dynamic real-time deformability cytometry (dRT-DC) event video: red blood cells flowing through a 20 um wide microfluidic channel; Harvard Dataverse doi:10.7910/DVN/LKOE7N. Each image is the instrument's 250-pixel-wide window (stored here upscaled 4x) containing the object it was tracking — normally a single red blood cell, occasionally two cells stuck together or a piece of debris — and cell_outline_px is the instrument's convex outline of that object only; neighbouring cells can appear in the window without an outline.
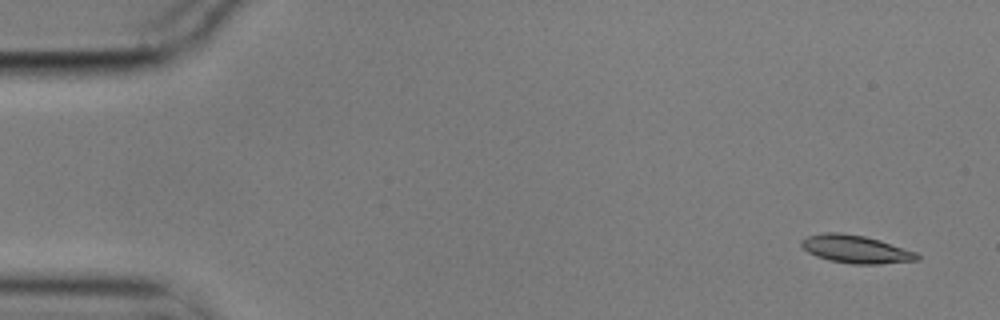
{"species": "common noctule bat (a hibernating species)", "species_latin": "Nyctalus noctula", "temperature_condition": "cold", "stored_images_in_passage": 9, "camera_frame_rate_fps": 3000, "um_per_image_px": 0.085, "animal": {"sex": "male", "body_mass_g": 17.9}, "frame": {"image": 1, "passage_image": 1, "time_ms": 0.0, "image_size_px": [1000, 320], "cell_outline_px": [[920, 260], [880, 264], [852, 264], [828, 260], [816, 256], [808, 252], [800, 244], [800, 240], [808, 236], [824, 232], [840, 232], [864, 236], [880, 240], [916, 252], [920, 256]], "centroid_in_image_um": [72.74, 21.18], "position_along_channel_um": 12.3, "area_um2": 18.9}}
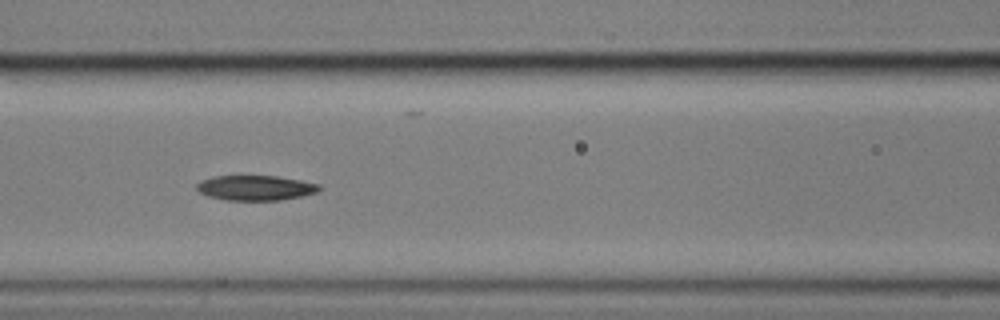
{"frame": {"image": 2, "passage_image": 7, "time_ms": 2.0, "image_size_px": [1000, 320], "cell_outline_px": [[320, 188], [316, 192], [300, 196], [280, 200], [224, 200], [208, 196], [200, 192], [196, 188], [196, 184], [200, 180], [212, 176], [276, 176], [300, 180], [320, 184]], "centroid_in_image_um": [21.67, 15.96], "position_along_channel_um": 144.9, "area_um2": 17.8}}
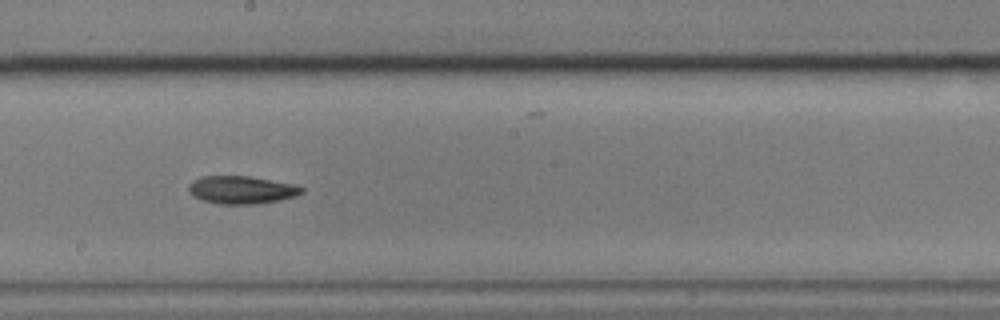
{"frame": {"image": 3, "passage_image": 9, "time_ms": 2.667, "image_size_px": [1000, 320], "cell_outline_px": [[304, 192], [296, 196], [280, 200], [256, 204], [220, 204], [200, 200], [192, 196], [188, 192], [188, 184], [192, 180], [204, 176], [248, 176], [292, 184], [304, 188]], "centroid_in_image_um": [20.49, 16.15], "position_along_channel_um": 227.7, "area_um2": 18.44}}